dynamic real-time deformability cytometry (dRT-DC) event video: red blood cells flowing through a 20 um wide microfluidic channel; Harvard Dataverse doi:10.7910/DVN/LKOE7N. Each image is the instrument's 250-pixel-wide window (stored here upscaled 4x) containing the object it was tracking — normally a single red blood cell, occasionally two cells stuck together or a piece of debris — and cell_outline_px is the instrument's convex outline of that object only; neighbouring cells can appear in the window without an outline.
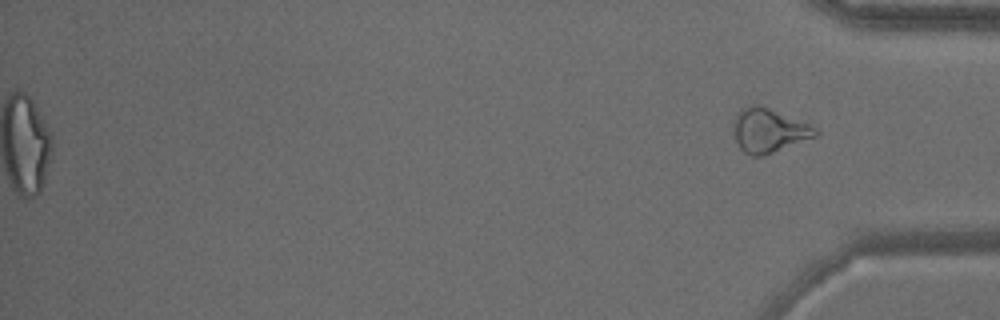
{"species": "common noctule bat (a hibernating species)", "species_latin": "Nyctalus noctula", "temperature_condition": "warm", "stored_images_in_passage": 44, "segment_of_instrument_passage": [2, 2], "camera_frame_rate_fps": 3000, "um_per_image_px": 0.085, "animal": {"sex": "male", "body_mass_g": 15.6}, "frame": {"image": 1, "passage_image": 44, "time_ms": 14.333, "image_size_px": [1000, 320], "cell_outline_px": [[820, 132], [816, 136], [764, 156], [752, 156], [744, 152], [740, 148], [736, 140], [732, 124], [736, 112], [740, 108], [752, 104], [760, 104], [808, 124], [816, 128]], "centroid_in_image_um": [65.3, 11.08], "position_along_channel_um": 369.9, "area_um2": 21.1}}